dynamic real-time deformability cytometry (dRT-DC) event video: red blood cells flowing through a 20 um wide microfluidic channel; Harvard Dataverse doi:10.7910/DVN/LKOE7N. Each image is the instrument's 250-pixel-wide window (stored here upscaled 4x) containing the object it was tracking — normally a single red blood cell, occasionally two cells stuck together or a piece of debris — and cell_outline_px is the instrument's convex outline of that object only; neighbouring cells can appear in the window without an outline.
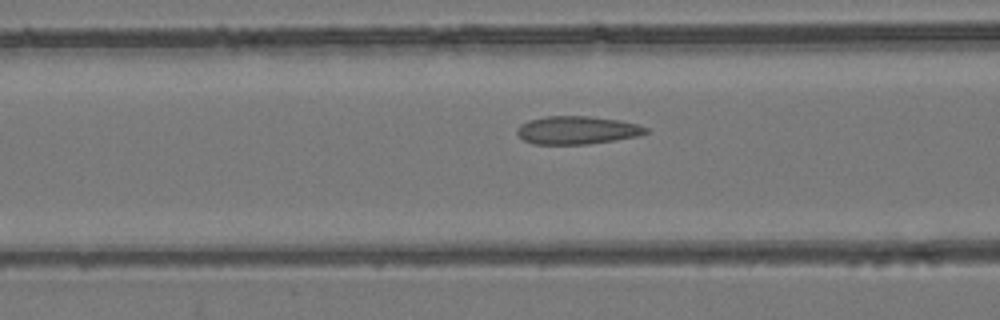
{"species": "common noctule bat (a hibernating species)", "species_latin": "Nyctalus noctula", "temperature_condition": "room temperature", "stored_images_in_passage": 49, "camera_frame_rate_fps": 3000, "um_per_image_px": 0.085, "animal": {"sex": "female", "body_mass_g": 24.6, "forearm_length_mm": 56.2}, "frame": {"image": 1, "passage_image": 22, "time_ms": 7.0, "image_size_px": [1000, 320], "cell_outline_px": [[652, 132], [640, 136], [588, 144], [532, 144], [524, 140], [516, 132], [516, 128], [520, 124], [528, 120], [544, 116], [588, 116], [620, 120], [636, 124], [648, 128]], "centroid_in_image_um": [49.06, 11.06], "position_along_channel_um": 117.5, "area_um2": 21.27}}
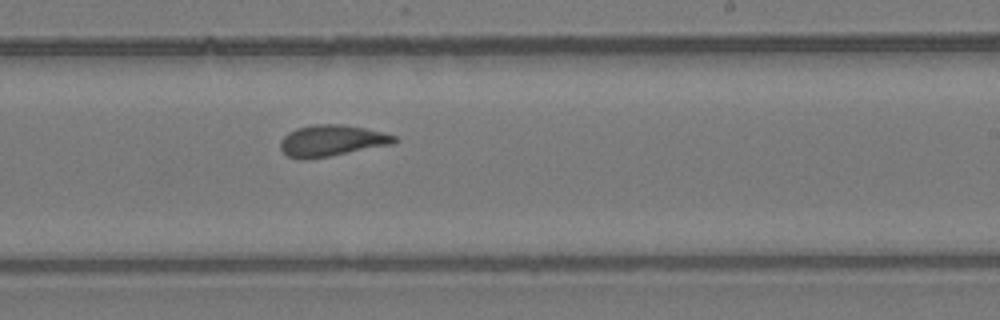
{"frame": {"image": 2, "passage_image": 33, "time_ms": 10.667, "image_size_px": [1000, 320], "cell_outline_px": [[400, 140], [392, 144], [308, 160], [300, 160], [288, 156], [280, 148], [280, 140], [288, 132], [296, 128], [312, 124], [344, 124], [364, 128], [396, 136]], "centroid_in_image_um": [28.15, 11.95], "position_along_channel_um": 260.8, "area_um2": 20.87}}
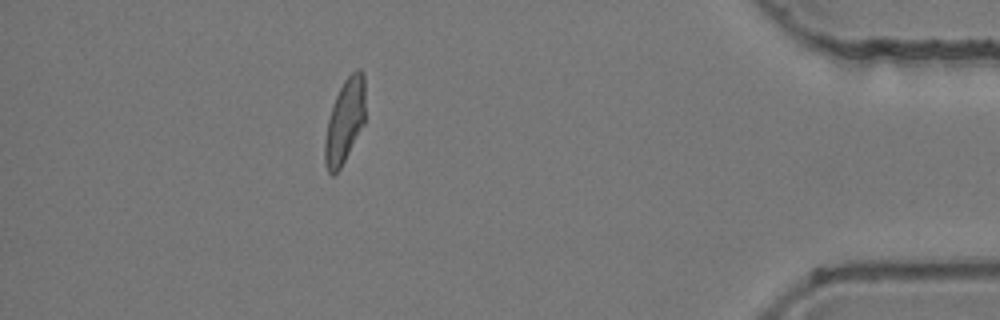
{"frame": {"image": 3, "passage_image": 48, "time_ms": 15.667, "image_size_px": [1000, 320], "cell_outline_px": [[364, 124], [340, 168], [332, 176], [328, 172], [324, 160], [324, 140], [328, 120], [332, 104], [344, 80], [356, 68], [360, 68], [364, 76]], "centroid_in_image_um": [29.29, 10.29], "position_along_channel_um": 405.9, "area_um2": 19.65}}